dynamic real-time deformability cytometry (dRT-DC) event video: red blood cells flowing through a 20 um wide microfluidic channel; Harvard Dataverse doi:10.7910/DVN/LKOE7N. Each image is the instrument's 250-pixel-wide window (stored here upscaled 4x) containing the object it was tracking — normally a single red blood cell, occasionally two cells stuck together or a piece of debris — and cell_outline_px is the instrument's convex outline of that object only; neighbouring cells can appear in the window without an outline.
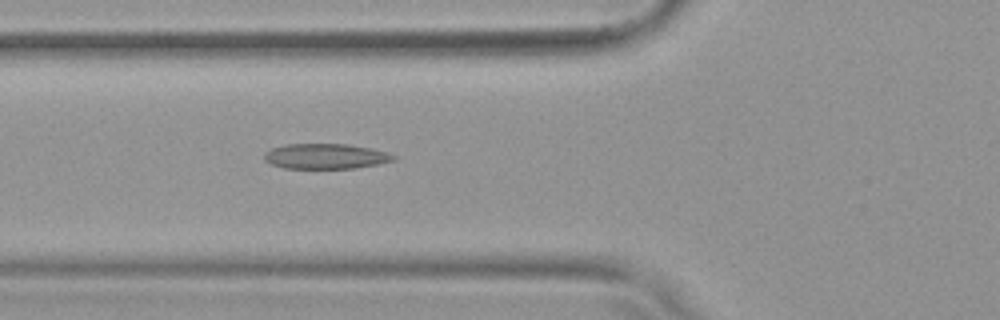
{"species": "common noctule bat (a hibernating species)", "species_latin": "Nyctalus noctula", "temperature_condition": "warm", "stored_images_in_passage": 52, "camera_frame_rate_fps": 3000, "um_per_image_px": 0.085, "animal": {"sex": "female", "body_mass_g": 19.9}, "frame": {"image": 1, "passage_image": 19, "time_ms": 6.0, "image_size_px": [1000, 320], "cell_outline_px": [[396, 160], [380, 164], [356, 168], [284, 168], [272, 164], [264, 160], [264, 152], [272, 148], [284, 144], [348, 144], [372, 148], [388, 152], [396, 156]], "centroid_in_image_um": [27.71, 13.28], "position_along_channel_um": 98.1, "area_um2": 19.19}}
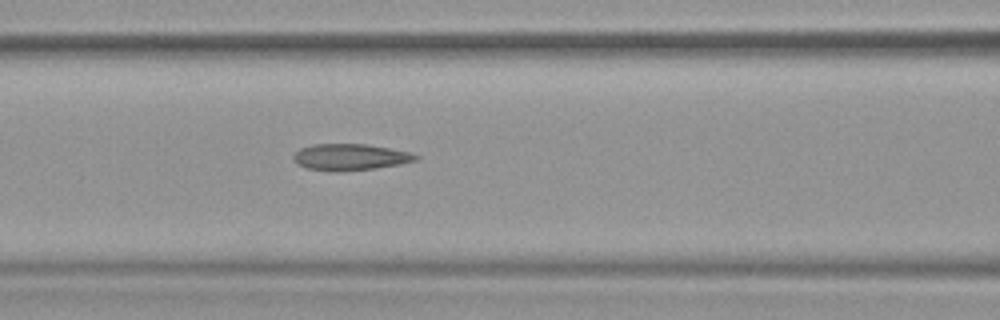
{"frame": {"image": 2, "passage_image": 22, "time_ms": 7.0, "image_size_px": [1000, 320], "cell_outline_px": [[420, 156], [416, 160], [400, 164], [376, 168], [340, 172], [308, 168], [296, 164], [292, 160], [292, 156], [300, 148], [312, 144], [368, 144], [412, 152]], "centroid_in_image_um": [29.76, 13.35], "position_along_channel_um": 136.8, "area_um2": 19.02}}
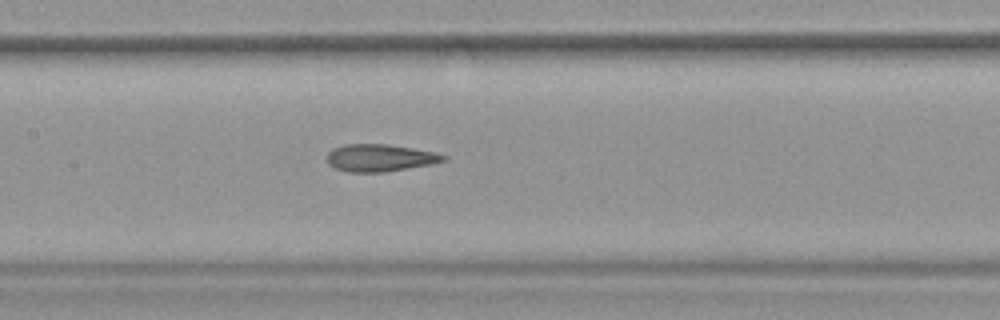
{"frame": {"image": 3, "passage_image": 25, "time_ms": 8.0, "image_size_px": [1000, 320], "cell_outline_px": [[448, 160], [432, 164], [384, 172], [348, 172], [336, 168], [328, 164], [328, 152], [332, 148], [344, 144], [388, 144], [436, 152], [448, 156]], "centroid_in_image_um": [32.32, 13.41], "position_along_channel_um": 175.1, "area_um2": 18.61}, "authors_computed_cell_mechanics": {"area_um2": 19.2474, "velocity_mm_per_s": 3.8242, "shape_relaxation_time_tau1_ms": 9.2621, "shape_relaxation_time_tau2_ms": 2.0604, "deformation_change_tau1": 0.2362, "deformation_change_tau2": 0.1279}}